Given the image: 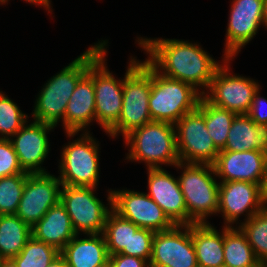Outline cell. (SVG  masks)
<instances>
[{"label":"cell","mask_w":267,"mask_h":267,"mask_svg":"<svg viewBox=\"0 0 267 267\" xmlns=\"http://www.w3.org/2000/svg\"><path fill=\"white\" fill-rule=\"evenodd\" d=\"M135 43L147 54L145 58L160 74L190 84L202 95L216 70L227 58L216 61L197 42L169 38L137 37Z\"/></svg>","instance_id":"1"},{"label":"cell","mask_w":267,"mask_h":267,"mask_svg":"<svg viewBox=\"0 0 267 267\" xmlns=\"http://www.w3.org/2000/svg\"><path fill=\"white\" fill-rule=\"evenodd\" d=\"M108 43L107 39L98 40L44 83L34 102L31 114L34 121L47 123L55 127L59 125V122H63L66 106L79 79L108 48Z\"/></svg>","instance_id":"2"},{"label":"cell","mask_w":267,"mask_h":267,"mask_svg":"<svg viewBox=\"0 0 267 267\" xmlns=\"http://www.w3.org/2000/svg\"><path fill=\"white\" fill-rule=\"evenodd\" d=\"M124 75L122 110L118 122L106 133L108 137L124 138L132 130L152 122L149 97L152 65L130 56Z\"/></svg>","instance_id":"3"},{"label":"cell","mask_w":267,"mask_h":267,"mask_svg":"<svg viewBox=\"0 0 267 267\" xmlns=\"http://www.w3.org/2000/svg\"><path fill=\"white\" fill-rule=\"evenodd\" d=\"M127 162L145 163L147 168L174 167L180 162L175 124L152 121L132 130L123 138Z\"/></svg>","instance_id":"4"},{"label":"cell","mask_w":267,"mask_h":267,"mask_svg":"<svg viewBox=\"0 0 267 267\" xmlns=\"http://www.w3.org/2000/svg\"><path fill=\"white\" fill-rule=\"evenodd\" d=\"M181 170L177 176L184 196L188 225L209 223L207 219L217 215L219 206V185L211 164L177 163Z\"/></svg>","instance_id":"5"},{"label":"cell","mask_w":267,"mask_h":267,"mask_svg":"<svg viewBox=\"0 0 267 267\" xmlns=\"http://www.w3.org/2000/svg\"><path fill=\"white\" fill-rule=\"evenodd\" d=\"M72 138L62 146L58 166V178L64 186H81L98 188L100 178V143L91 134L83 132H66Z\"/></svg>","instance_id":"6"},{"label":"cell","mask_w":267,"mask_h":267,"mask_svg":"<svg viewBox=\"0 0 267 267\" xmlns=\"http://www.w3.org/2000/svg\"><path fill=\"white\" fill-rule=\"evenodd\" d=\"M202 96L190 84L166 77L152 66L148 103L152 121L175 124L183 115L198 107Z\"/></svg>","instance_id":"7"},{"label":"cell","mask_w":267,"mask_h":267,"mask_svg":"<svg viewBox=\"0 0 267 267\" xmlns=\"http://www.w3.org/2000/svg\"><path fill=\"white\" fill-rule=\"evenodd\" d=\"M96 189L62 185L60 202L77 234H100L104 230L107 216L112 210V189L107 190L106 205L97 197Z\"/></svg>","instance_id":"8"},{"label":"cell","mask_w":267,"mask_h":267,"mask_svg":"<svg viewBox=\"0 0 267 267\" xmlns=\"http://www.w3.org/2000/svg\"><path fill=\"white\" fill-rule=\"evenodd\" d=\"M227 57L216 70L203 97L212 105L227 109L236 114H247L254 94L261 88L253 78L231 72V61Z\"/></svg>","instance_id":"9"},{"label":"cell","mask_w":267,"mask_h":267,"mask_svg":"<svg viewBox=\"0 0 267 267\" xmlns=\"http://www.w3.org/2000/svg\"><path fill=\"white\" fill-rule=\"evenodd\" d=\"M179 160L183 163L213 164L220 150L207 132L205 117L196 108L183 115L176 123Z\"/></svg>","instance_id":"10"},{"label":"cell","mask_w":267,"mask_h":267,"mask_svg":"<svg viewBox=\"0 0 267 267\" xmlns=\"http://www.w3.org/2000/svg\"><path fill=\"white\" fill-rule=\"evenodd\" d=\"M219 182L217 216L222 215L225 227H234V224L239 227L267 204L260 184L245 181ZM243 215L245 218L242 221L240 217Z\"/></svg>","instance_id":"11"},{"label":"cell","mask_w":267,"mask_h":267,"mask_svg":"<svg viewBox=\"0 0 267 267\" xmlns=\"http://www.w3.org/2000/svg\"><path fill=\"white\" fill-rule=\"evenodd\" d=\"M107 50L93 62L96 123L105 133L118 122L124 85V77L117 78L108 68Z\"/></svg>","instance_id":"12"},{"label":"cell","mask_w":267,"mask_h":267,"mask_svg":"<svg viewBox=\"0 0 267 267\" xmlns=\"http://www.w3.org/2000/svg\"><path fill=\"white\" fill-rule=\"evenodd\" d=\"M112 209L139 228L153 232L171 229L175 224L146 192L112 189Z\"/></svg>","instance_id":"13"},{"label":"cell","mask_w":267,"mask_h":267,"mask_svg":"<svg viewBox=\"0 0 267 267\" xmlns=\"http://www.w3.org/2000/svg\"><path fill=\"white\" fill-rule=\"evenodd\" d=\"M150 267H198L191 225L155 232Z\"/></svg>","instance_id":"14"},{"label":"cell","mask_w":267,"mask_h":267,"mask_svg":"<svg viewBox=\"0 0 267 267\" xmlns=\"http://www.w3.org/2000/svg\"><path fill=\"white\" fill-rule=\"evenodd\" d=\"M264 0H232L225 33L224 55L235 58L263 26Z\"/></svg>","instance_id":"15"},{"label":"cell","mask_w":267,"mask_h":267,"mask_svg":"<svg viewBox=\"0 0 267 267\" xmlns=\"http://www.w3.org/2000/svg\"><path fill=\"white\" fill-rule=\"evenodd\" d=\"M62 184L53 174H28L16 215L31 228L60 202Z\"/></svg>","instance_id":"16"},{"label":"cell","mask_w":267,"mask_h":267,"mask_svg":"<svg viewBox=\"0 0 267 267\" xmlns=\"http://www.w3.org/2000/svg\"><path fill=\"white\" fill-rule=\"evenodd\" d=\"M30 121L28 120L10 140L24 172L29 174L48 173V170L43 167V163L51 150L48 134L54 131L55 126L34 120Z\"/></svg>","instance_id":"17"},{"label":"cell","mask_w":267,"mask_h":267,"mask_svg":"<svg viewBox=\"0 0 267 267\" xmlns=\"http://www.w3.org/2000/svg\"><path fill=\"white\" fill-rule=\"evenodd\" d=\"M146 193L175 225H188V213L178 177L165 168H147Z\"/></svg>","instance_id":"18"},{"label":"cell","mask_w":267,"mask_h":267,"mask_svg":"<svg viewBox=\"0 0 267 267\" xmlns=\"http://www.w3.org/2000/svg\"><path fill=\"white\" fill-rule=\"evenodd\" d=\"M266 154L262 151H220L212 164L218 181L262 184Z\"/></svg>","instance_id":"19"},{"label":"cell","mask_w":267,"mask_h":267,"mask_svg":"<svg viewBox=\"0 0 267 267\" xmlns=\"http://www.w3.org/2000/svg\"><path fill=\"white\" fill-rule=\"evenodd\" d=\"M96 122L95 89L93 85V63L79 79L77 86L66 106L62 122L64 132H89L92 123Z\"/></svg>","instance_id":"20"},{"label":"cell","mask_w":267,"mask_h":267,"mask_svg":"<svg viewBox=\"0 0 267 267\" xmlns=\"http://www.w3.org/2000/svg\"><path fill=\"white\" fill-rule=\"evenodd\" d=\"M76 234L60 251L68 267H97L109 260L107 245L102 233Z\"/></svg>","instance_id":"21"},{"label":"cell","mask_w":267,"mask_h":267,"mask_svg":"<svg viewBox=\"0 0 267 267\" xmlns=\"http://www.w3.org/2000/svg\"><path fill=\"white\" fill-rule=\"evenodd\" d=\"M65 207L59 202L52 206L32 227V236L61 251L76 235Z\"/></svg>","instance_id":"22"},{"label":"cell","mask_w":267,"mask_h":267,"mask_svg":"<svg viewBox=\"0 0 267 267\" xmlns=\"http://www.w3.org/2000/svg\"><path fill=\"white\" fill-rule=\"evenodd\" d=\"M267 153V125L256 124L247 114H236L225 147L220 151Z\"/></svg>","instance_id":"23"},{"label":"cell","mask_w":267,"mask_h":267,"mask_svg":"<svg viewBox=\"0 0 267 267\" xmlns=\"http://www.w3.org/2000/svg\"><path fill=\"white\" fill-rule=\"evenodd\" d=\"M192 224V241L198 267H224V226Z\"/></svg>","instance_id":"24"},{"label":"cell","mask_w":267,"mask_h":267,"mask_svg":"<svg viewBox=\"0 0 267 267\" xmlns=\"http://www.w3.org/2000/svg\"><path fill=\"white\" fill-rule=\"evenodd\" d=\"M32 237V228L16 214L0 215V259H12Z\"/></svg>","instance_id":"25"},{"label":"cell","mask_w":267,"mask_h":267,"mask_svg":"<svg viewBox=\"0 0 267 267\" xmlns=\"http://www.w3.org/2000/svg\"><path fill=\"white\" fill-rule=\"evenodd\" d=\"M224 267H263L239 227L224 226Z\"/></svg>","instance_id":"26"},{"label":"cell","mask_w":267,"mask_h":267,"mask_svg":"<svg viewBox=\"0 0 267 267\" xmlns=\"http://www.w3.org/2000/svg\"><path fill=\"white\" fill-rule=\"evenodd\" d=\"M205 117V125L215 146L222 150L226 145L228 132L236 113L209 103L203 96L197 107Z\"/></svg>","instance_id":"27"},{"label":"cell","mask_w":267,"mask_h":267,"mask_svg":"<svg viewBox=\"0 0 267 267\" xmlns=\"http://www.w3.org/2000/svg\"><path fill=\"white\" fill-rule=\"evenodd\" d=\"M138 228L133 222L120 216L112 209L107 216L102 232L109 255L120 254L123 250H129L131 235Z\"/></svg>","instance_id":"28"},{"label":"cell","mask_w":267,"mask_h":267,"mask_svg":"<svg viewBox=\"0 0 267 267\" xmlns=\"http://www.w3.org/2000/svg\"><path fill=\"white\" fill-rule=\"evenodd\" d=\"M239 228L245 234L255 257L267 267V204Z\"/></svg>","instance_id":"29"},{"label":"cell","mask_w":267,"mask_h":267,"mask_svg":"<svg viewBox=\"0 0 267 267\" xmlns=\"http://www.w3.org/2000/svg\"><path fill=\"white\" fill-rule=\"evenodd\" d=\"M59 254L60 251L55 247L38 241L32 236L12 260L17 267H47Z\"/></svg>","instance_id":"30"},{"label":"cell","mask_w":267,"mask_h":267,"mask_svg":"<svg viewBox=\"0 0 267 267\" xmlns=\"http://www.w3.org/2000/svg\"><path fill=\"white\" fill-rule=\"evenodd\" d=\"M28 114L0 91V139H10L27 121Z\"/></svg>","instance_id":"31"},{"label":"cell","mask_w":267,"mask_h":267,"mask_svg":"<svg viewBox=\"0 0 267 267\" xmlns=\"http://www.w3.org/2000/svg\"><path fill=\"white\" fill-rule=\"evenodd\" d=\"M29 173L0 178V215L15 214Z\"/></svg>","instance_id":"32"},{"label":"cell","mask_w":267,"mask_h":267,"mask_svg":"<svg viewBox=\"0 0 267 267\" xmlns=\"http://www.w3.org/2000/svg\"><path fill=\"white\" fill-rule=\"evenodd\" d=\"M155 232L149 229L138 228L132 233L129 240V250H123L120 254L142 258L150 262L152 256V240Z\"/></svg>","instance_id":"33"},{"label":"cell","mask_w":267,"mask_h":267,"mask_svg":"<svg viewBox=\"0 0 267 267\" xmlns=\"http://www.w3.org/2000/svg\"><path fill=\"white\" fill-rule=\"evenodd\" d=\"M24 173L10 139H0V178Z\"/></svg>","instance_id":"34"},{"label":"cell","mask_w":267,"mask_h":267,"mask_svg":"<svg viewBox=\"0 0 267 267\" xmlns=\"http://www.w3.org/2000/svg\"><path fill=\"white\" fill-rule=\"evenodd\" d=\"M261 88L254 94L251 106L247 115L256 123V124H265L267 125V98L261 97Z\"/></svg>","instance_id":"35"},{"label":"cell","mask_w":267,"mask_h":267,"mask_svg":"<svg viewBox=\"0 0 267 267\" xmlns=\"http://www.w3.org/2000/svg\"><path fill=\"white\" fill-rule=\"evenodd\" d=\"M109 261L111 267H150L148 261L124 254L110 255Z\"/></svg>","instance_id":"36"},{"label":"cell","mask_w":267,"mask_h":267,"mask_svg":"<svg viewBox=\"0 0 267 267\" xmlns=\"http://www.w3.org/2000/svg\"><path fill=\"white\" fill-rule=\"evenodd\" d=\"M8 2L10 0H7ZM26 2H28L29 4H32V5H37V6H40L41 8L44 7V9L48 12V14H53V7H52V1L51 0H24Z\"/></svg>","instance_id":"37"},{"label":"cell","mask_w":267,"mask_h":267,"mask_svg":"<svg viewBox=\"0 0 267 267\" xmlns=\"http://www.w3.org/2000/svg\"><path fill=\"white\" fill-rule=\"evenodd\" d=\"M47 267H68L65 259L59 254Z\"/></svg>","instance_id":"38"},{"label":"cell","mask_w":267,"mask_h":267,"mask_svg":"<svg viewBox=\"0 0 267 267\" xmlns=\"http://www.w3.org/2000/svg\"><path fill=\"white\" fill-rule=\"evenodd\" d=\"M262 192L264 196L267 198V154L265 158V164H264V175L262 179V184H261Z\"/></svg>","instance_id":"39"},{"label":"cell","mask_w":267,"mask_h":267,"mask_svg":"<svg viewBox=\"0 0 267 267\" xmlns=\"http://www.w3.org/2000/svg\"><path fill=\"white\" fill-rule=\"evenodd\" d=\"M0 267H17L12 259H1Z\"/></svg>","instance_id":"40"},{"label":"cell","mask_w":267,"mask_h":267,"mask_svg":"<svg viewBox=\"0 0 267 267\" xmlns=\"http://www.w3.org/2000/svg\"><path fill=\"white\" fill-rule=\"evenodd\" d=\"M263 27L267 29V0L263 3Z\"/></svg>","instance_id":"41"},{"label":"cell","mask_w":267,"mask_h":267,"mask_svg":"<svg viewBox=\"0 0 267 267\" xmlns=\"http://www.w3.org/2000/svg\"><path fill=\"white\" fill-rule=\"evenodd\" d=\"M97 267H111V265H110V261L108 260L107 262H105V263H103L102 265L97 266Z\"/></svg>","instance_id":"42"},{"label":"cell","mask_w":267,"mask_h":267,"mask_svg":"<svg viewBox=\"0 0 267 267\" xmlns=\"http://www.w3.org/2000/svg\"><path fill=\"white\" fill-rule=\"evenodd\" d=\"M6 5V4H8V1L7 0H0V5Z\"/></svg>","instance_id":"43"}]
</instances>
